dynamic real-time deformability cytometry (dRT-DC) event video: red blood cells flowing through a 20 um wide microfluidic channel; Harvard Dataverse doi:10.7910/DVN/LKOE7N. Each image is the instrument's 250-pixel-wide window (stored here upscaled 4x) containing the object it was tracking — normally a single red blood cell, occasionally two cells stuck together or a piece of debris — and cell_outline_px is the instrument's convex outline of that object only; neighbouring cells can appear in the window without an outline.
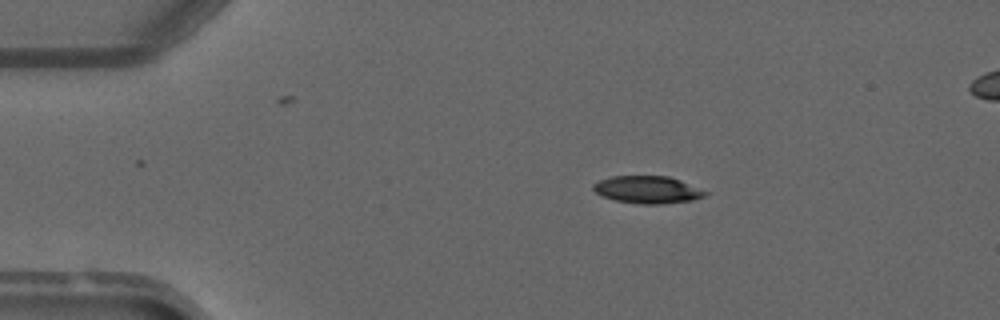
{"species": "common noctule bat (a hibernating species)", "species_latin": "Nyctalus noctula", "temperature_condition": "warm", "stored_images_in_passage": 5, "camera_frame_rate_fps": 3000, "um_per_image_px": 0.085, "animal": {"sex": "male", "forearm_length_mm": 52.5}, "frame": {"image": 1, "passage_image": 3, "time_ms": 2.333, "image_size_px": [1000, 320], "cell_outline_px": [[708, 192], [704, 196], [692, 200], [664, 204], [640, 204], [616, 200], [600, 196], [592, 188], [592, 184], [600, 180], [612, 176], [668, 176], [680, 180]], "centroid_in_image_um": [55.01, 16.12], "position_along_channel_um": 30.0, "area_um2": 17.8}}
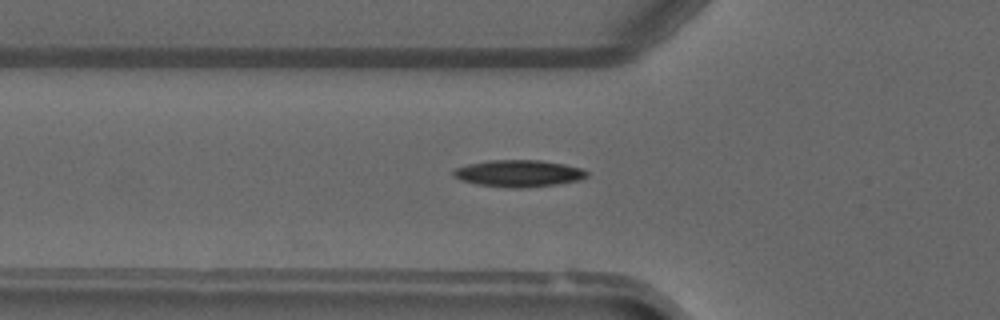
{"frame": {"image": 2, "passage_image": 5, "time_ms": 4.667, "image_size_px": [1000, 320], "cell_outline_px": [[588, 176], [580, 180], [556, 184], [524, 188], [512, 188], [476, 184], [460, 180], [452, 176], [452, 172], [456, 168], [468, 164], [488, 160], [540, 160], [564, 164], [580, 168], [588, 172]], "centroid_in_image_um": [44.06, 14.74], "position_along_channel_um": 81.7, "area_um2": 20.92}}